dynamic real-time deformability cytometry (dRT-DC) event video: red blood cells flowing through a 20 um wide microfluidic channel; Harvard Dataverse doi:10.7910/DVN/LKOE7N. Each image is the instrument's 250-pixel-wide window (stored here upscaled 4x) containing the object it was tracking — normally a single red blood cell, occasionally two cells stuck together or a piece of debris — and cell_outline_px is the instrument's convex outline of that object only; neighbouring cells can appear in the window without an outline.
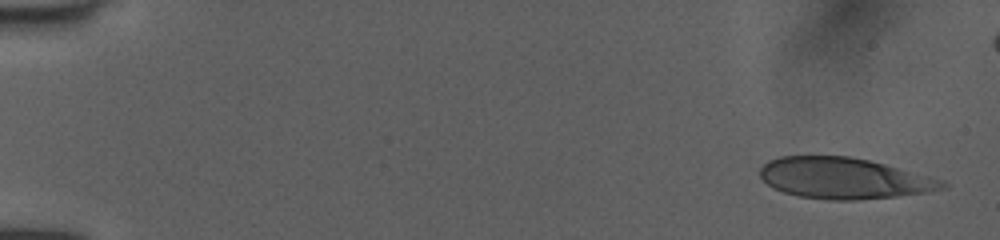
{"species": "human", "species_latin": "Homo sapiens", "temperature_condition": "room temperature", "stored_images_in_passage": 25, "camera_frame_rate_fps": 3000, "um_per_image_px": 0.085, "donor": {"sex": "female"}, "frame": {"image": 1, "passage_image": 1, "time_ms": 0.0, "image_size_px": [1000, 240], "cell_outline_px": [[948, 184], [944, 188], [920, 192], [892, 196], [856, 200], [832, 200], [796, 196], [784, 192], [768, 184], [760, 176], [760, 168], [764, 164], [780, 156], [848, 156], [868, 160], [884, 164]], "centroid_in_image_um": [71.59, 15.15], "position_along_channel_um": 13.4, "area_um2": 42.25}}
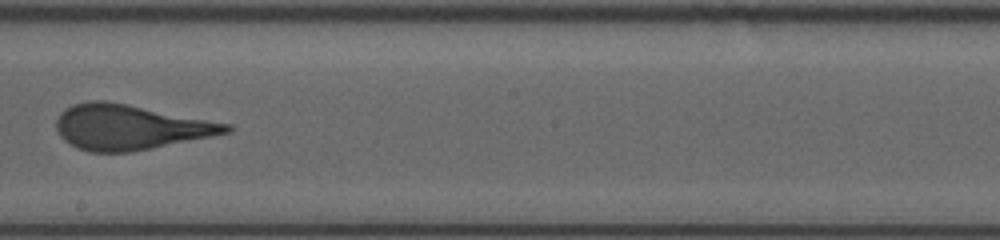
{"frame": {"image": 2, "passage_image": 11, "time_ms": 3.333, "image_size_px": [1000, 240], "cell_outline_px": [[232, 128], [228, 132], [152, 148], [132, 152], [88, 152], [76, 148], [64, 140], [60, 136], [56, 128], [56, 120], [60, 112], [72, 104], [88, 100], [104, 100], [232, 124]], "centroid_in_image_um": [10.97, 10.81], "position_along_channel_um": 237.2, "area_um2": 44.27}}
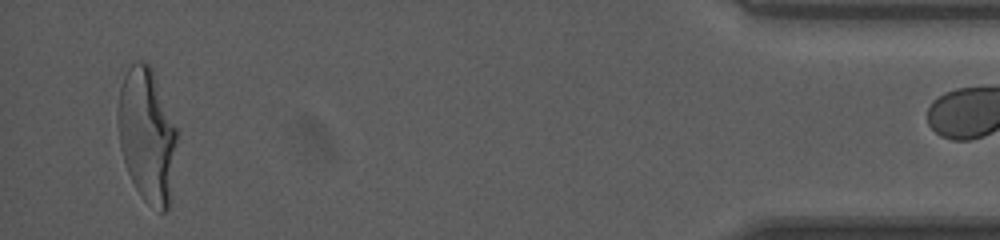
{"frame": {"image": 3, "passage_image": 24, "time_ms": 7.667, "image_size_px": [1000, 240], "cell_outline_px": [[176, 140], [168, 208], [164, 212], [160, 212], [148, 204], [144, 200], [136, 188], [128, 172], [120, 148], [120, 88], [124, 76], [128, 68], [136, 60], [140, 60], [148, 64], [152, 68], [176, 128]], "centroid_in_image_um": [12.5, 11.48], "position_along_channel_um": 422.7, "area_um2": 44.62}}